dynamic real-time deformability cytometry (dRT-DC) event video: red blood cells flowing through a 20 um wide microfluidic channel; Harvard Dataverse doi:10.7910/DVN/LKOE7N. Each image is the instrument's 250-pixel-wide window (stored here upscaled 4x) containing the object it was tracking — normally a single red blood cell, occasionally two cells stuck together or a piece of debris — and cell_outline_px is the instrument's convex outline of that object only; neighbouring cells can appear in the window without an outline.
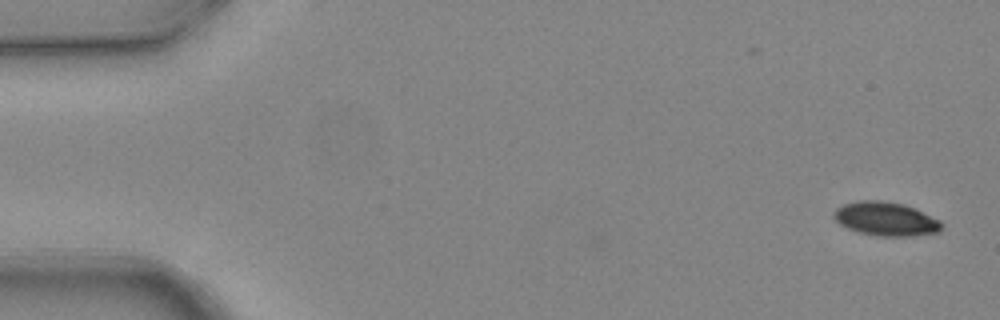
{"species": "common noctule bat (a hibernating species)", "species_latin": "Nyctalus noctula", "temperature_condition": "warm", "stored_images_in_passage": 2, "camera_frame_rate_fps": 3000, "um_per_image_px": 0.085, "animal": {"sex": "female", "body_mass_g": 24.6, "forearm_length_mm": 56.2}, "frame": {"image": 1, "passage_image": 2, "time_ms": 0.333, "image_size_px": [1000, 320], "cell_outline_px": [[944, 228], [940, 232], [912, 236], [880, 236], [860, 232], [848, 228], [840, 224], [832, 216], [832, 212], [836, 208], [844, 204], [860, 200], [880, 200], [904, 204], [916, 208], [940, 220], [944, 224]], "centroid_in_image_um": [75.33, 18.6], "position_along_channel_um": 9.7, "area_um2": 21.44}}